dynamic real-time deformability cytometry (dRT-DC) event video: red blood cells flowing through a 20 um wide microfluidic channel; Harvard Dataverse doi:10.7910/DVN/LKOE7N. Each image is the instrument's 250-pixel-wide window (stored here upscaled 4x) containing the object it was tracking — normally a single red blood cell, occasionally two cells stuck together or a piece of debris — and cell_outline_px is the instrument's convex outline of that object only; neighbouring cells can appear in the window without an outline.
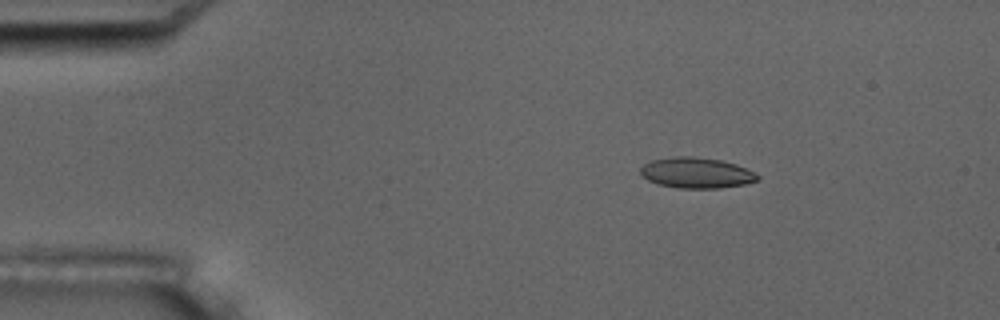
{"species": "common noctule bat (a hibernating species)", "species_latin": "Nyctalus noctula", "temperature_condition": "room temperature", "stored_images_in_passage": 5, "camera_frame_rate_fps": 3000, "um_per_image_px": 0.085, "animal": {"sex": "male", "body_mass_g": 17.5, "forearm_length_mm": 52.3}, "frame": {"image": 1, "passage_image": 3, "time_ms": 2.333, "image_size_px": [1000, 320], "cell_outline_px": [[760, 180], [744, 184], [720, 188], [676, 188], [656, 184], [640, 176], [640, 168], [644, 164], [652, 160], [676, 156], [696, 156], [720, 160], [736, 164], [760, 176]], "centroid_in_image_um": [59.16, 14.69], "position_along_channel_um": 25.8, "area_um2": 21.04}}